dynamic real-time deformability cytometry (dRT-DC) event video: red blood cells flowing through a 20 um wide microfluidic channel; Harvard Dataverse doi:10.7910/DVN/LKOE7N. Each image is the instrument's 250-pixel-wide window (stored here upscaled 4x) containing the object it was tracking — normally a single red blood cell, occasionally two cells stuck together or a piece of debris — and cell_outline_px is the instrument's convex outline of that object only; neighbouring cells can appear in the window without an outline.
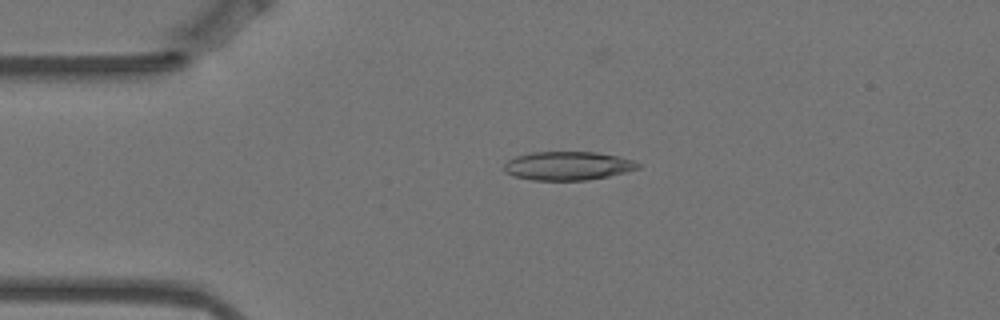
{"species": "Egyptian fruit bat (a non-hibernating species)", "species_latin": "Rousettus aegyptiacus", "temperature_condition": "warm", "stored_images_in_passage": 4, "camera_frame_rate_fps": 3000, "um_per_image_px": 0.085, "animal": {"sex": "female"}, "frame": {"image": 1, "passage_image": 2, "time_ms": 0.333, "image_size_px": [1000, 320], "cell_outline_px": [[640, 168], [608, 176], [588, 180], [532, 180], [512, 176], [504, 172], [504, 164], [508, 160], [516, 156], [532, 152], [596, 152], [620, 156], [632, 160], [640, 164]], "centroid_in_image_um": [48.24, 14.09], "position_along_channel_um": 36.8, "area_um2": 22.43}}